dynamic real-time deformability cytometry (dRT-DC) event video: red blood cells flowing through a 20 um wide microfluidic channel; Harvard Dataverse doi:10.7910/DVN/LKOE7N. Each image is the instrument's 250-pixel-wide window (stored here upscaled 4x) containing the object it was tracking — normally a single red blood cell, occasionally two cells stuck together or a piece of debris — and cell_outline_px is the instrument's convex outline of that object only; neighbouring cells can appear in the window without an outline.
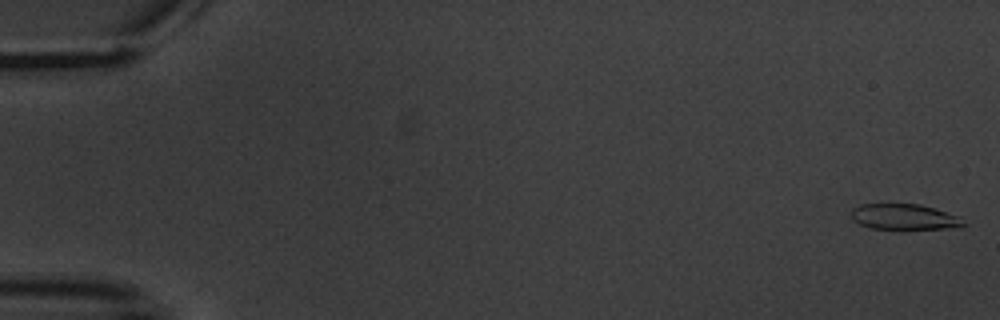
{"species": "common noctule bat (a hibernating species)", "species_latin": "Nyctalus noctula", "temperature_condition": "warm", "stored_images_in_passage": 4, "camera_frame_rate_fps": 3000, "um_per_image_px": 0.085, "animal": {"sex": "male", "body_mass_g": 20.1, "forearm_length_mm": 53.5}, "frame": {"image": 1, "passage_image": 1, "time_ms": 0.0, "image_size_px": [1000, 320], "cell_outline_px": [[968, 224], [964, 228], [904, 232], [900, 232], [872, 228], [860, 224], [852, 220], [852, 208], [860, 204], [920, 204], [960, 216]], "centroid_in_image_um": [76.97, 18.51], "position_along_channel_um": 8.0, "area_um2": 18.15}}